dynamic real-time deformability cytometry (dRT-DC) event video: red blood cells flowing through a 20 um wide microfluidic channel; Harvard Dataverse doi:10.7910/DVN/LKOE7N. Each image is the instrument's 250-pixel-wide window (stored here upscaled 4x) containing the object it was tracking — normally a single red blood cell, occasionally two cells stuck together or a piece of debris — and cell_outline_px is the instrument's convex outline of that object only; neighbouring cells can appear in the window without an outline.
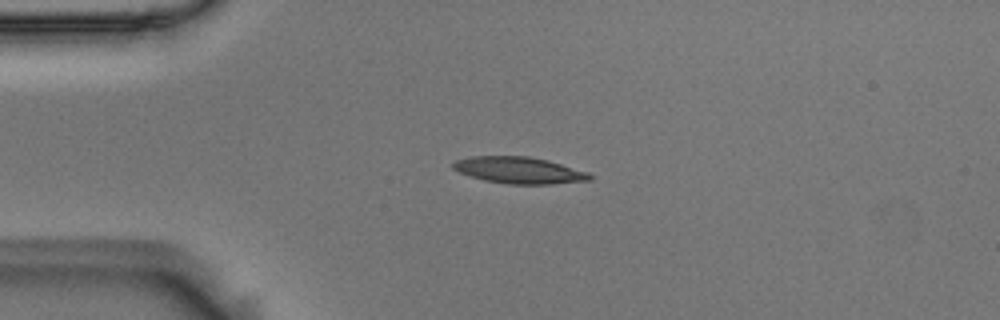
{"species": "Egyptian fruit bat (a non-hibernating species)", "species_latin": "Rousettus aegyptiacus", "temperature_condition": "room temperature", "stored_images_in_passage": 9, "camera_frame_rate_fps": 3000, "um_per_image_px": 0.085, "animal": {"sex": "male"}, "frame": {"image": 1, "passage_image": 2, "time_ms": 0.333, "image_size_px": [1000, 320], "cell_outline_px": [[592, 180], [552, 184], [508, 184], [484, 180], [460, 172], [452, 168], [452, 164], [456, 160], [472, 156], [528, 156], [548, 160], [588, 172], [592, 176]], "centroid_in_image_um": [44.14, 14.47], "position_along_channel_um": 40.9, "area_um2": 21.1}}
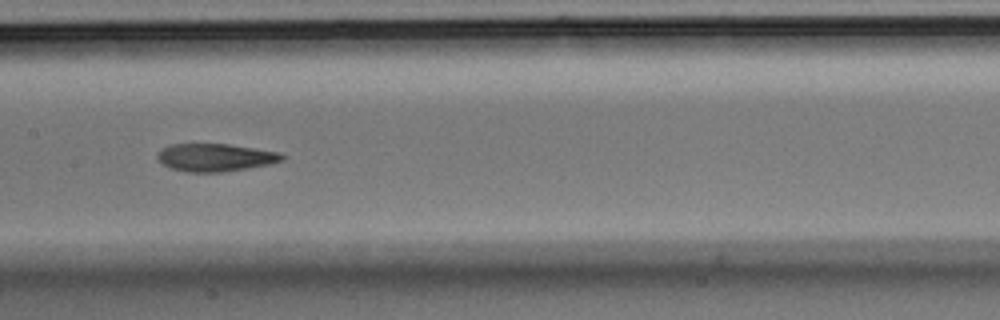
{"frame": {"image": 2, "passage_image": 6, "time_ms": 1.667, "image_size_px": [1000, 320], "cell_outline_px": [[284, 160], [268, 164], [248, 168], [220, 172], [184, 172], [172, 168], [164, 164], [156, 156], [160, 148], [168, 144], [228, 144], [280, 152], [284, 156]], "centroid_in_image_um": [18.28, 13.38], "position_along_channel_um": 189.1, "area_um2": 20.11}}
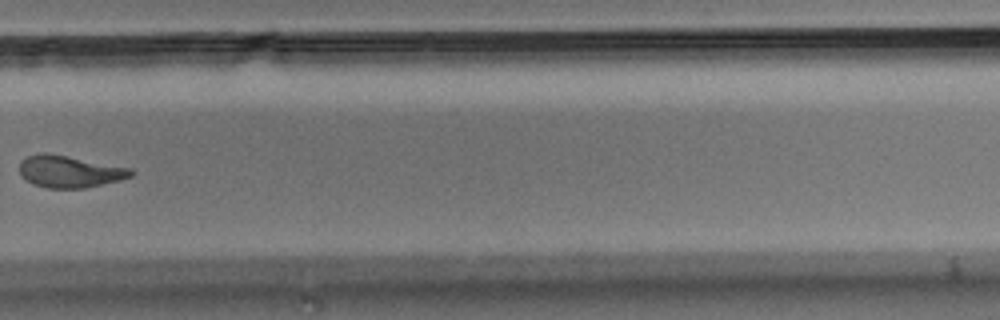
{"frame": {"image": 3, "passage_image": 9, "time_ms": 2.667, "image_size_px": [1000, 320], "cell_outline_px": [[136, 172], [132, 176], [120, 180], [84, 188], [48, 188], [32, 184], [20, 176], [20, 160], [28, 156], [40, 152], [44, 152], [68, 156], [132, 168]], "centroid_in_image_um": [5.91, 14.58], "position_along_channel_um": 323.9, "area_um2": 20.92}}